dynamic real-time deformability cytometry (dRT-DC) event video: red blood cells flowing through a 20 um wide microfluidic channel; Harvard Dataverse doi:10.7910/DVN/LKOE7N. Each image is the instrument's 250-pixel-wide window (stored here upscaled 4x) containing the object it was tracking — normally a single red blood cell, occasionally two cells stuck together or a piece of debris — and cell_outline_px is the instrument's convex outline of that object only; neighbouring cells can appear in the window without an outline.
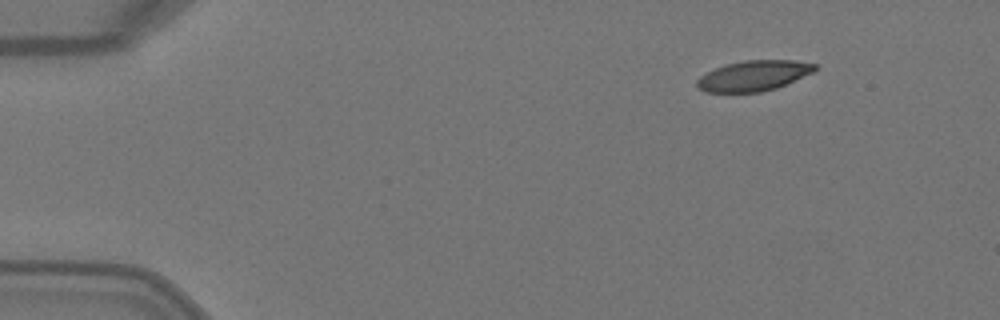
{"species": "Egyptian fruit bat (a non-hibernating species)", "species_latin": "Rousettus aegyptiacus", "temperature_condition": "warm", "stored_images_in_passage": 6, "camera_frame_rate_fps": 3000, "um_per_image_px": 0.085, "animal": {"sex": "female"}, "frame": {"image": 1, "passage_image": 1, "time_ms": 0.0, "image_size_px": [1000, 320], "cell_outline_px": [[816, 68], [812, 72], [776, 88], [760, 92], [708, 92], [700, 88], [696, 84], [696, 80], [700, 76], [716, 68], [728, 64], [744, 60], [796, 60], [816, 64]], "centroid_in_image_um": [64.06, 6.43], "position_along_channel_um": 20.9, "area_um2": 20.52}}
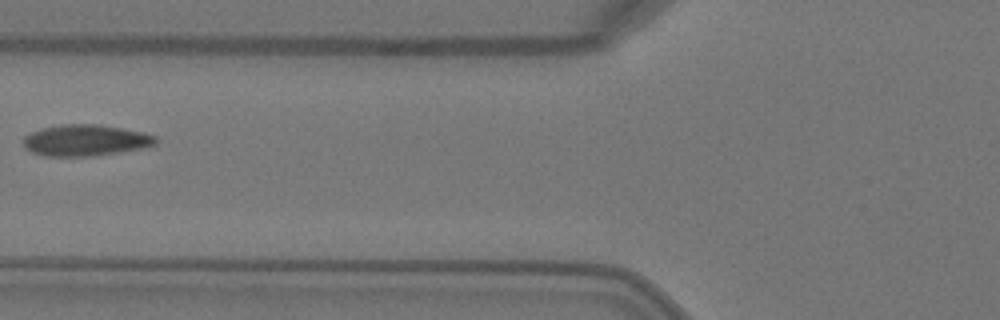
{"frame": {"image": 2, "passage_image": 5, "time_ms": 1.333, "image_size_px": [1000, 320], "cell_outline_px": [[160, 140], [156, 144], [144, 148], [92, 156], [44, 156], [32, 152], [24, 148], [24, 136], [28, 132], [40, 128], [64, 124], [100, 124], [144, 132], [156, 136]], "centroid_in_image_um": [7.27, 11.92], "position_along_channel_um": 118.5, "area_um2": 24.45}}
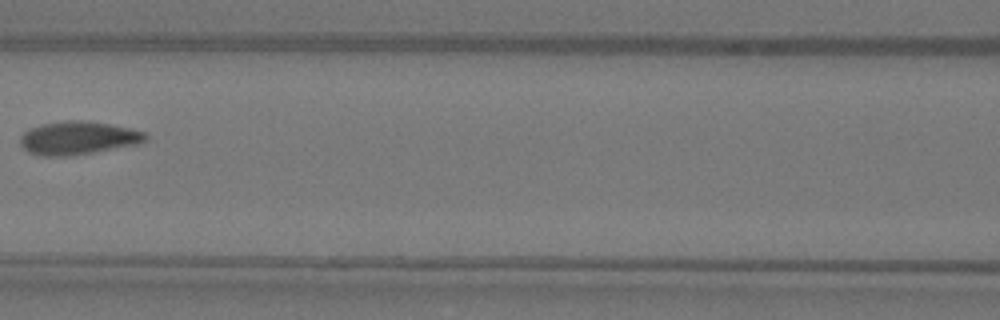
{"frame": {"image": 3, "passage_image": 6, "time_ms": 1.667, "image_size_px": [1000, 320], "cell_outline_px": [[148, 140], [136, 144], [92, 152], [64, 156], [44, 156], [28, 152], [20, 144], [20, 136], [24, 132], [40, 124], [64, 120], [84, 120], [132, 128], [144, 132], [148, 136]], "centroid_in_image_um": [6.63, 11.71], "position_along_channel_um": 160.0, "area_um2": 24.1}}